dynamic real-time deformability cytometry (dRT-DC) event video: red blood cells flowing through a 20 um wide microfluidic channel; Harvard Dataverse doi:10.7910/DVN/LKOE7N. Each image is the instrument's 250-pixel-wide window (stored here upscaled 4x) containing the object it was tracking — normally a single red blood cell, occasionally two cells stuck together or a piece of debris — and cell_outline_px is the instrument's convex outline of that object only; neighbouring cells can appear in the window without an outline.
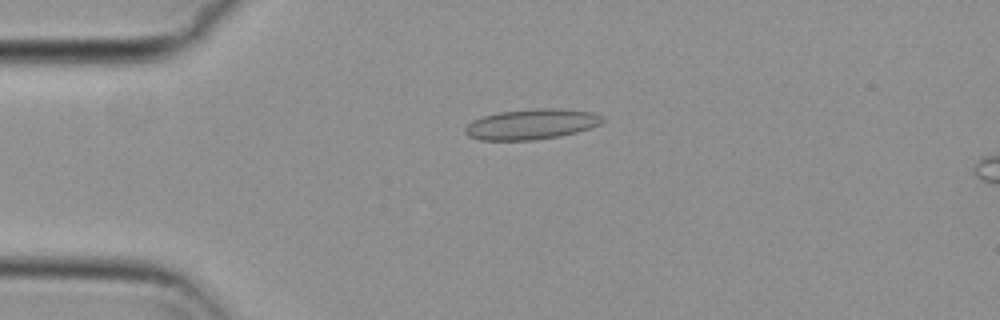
{"species": "common noctule bat (a hibernating species)", "species_latin": "Nyctalus noctula", "temperature_condition": "cold", "stored_images_in_passage": 55, "camera_frame_rate_fps": 3000, "um_per_image_px": 0.085, "animal": {"sex": "female", "body_mass_g": 29.2, "forearm_length_mm": 56.3}, "frame": {"image": 1, "passage_image": 13, "time_ms": 4.0, "image_size_px": [1000, 320], "cell_outline_px": [[608, 120], [600, 124], [576, 132], [560, 136], [532, 140], [480, 140], [468, 136], [464, 132], [464, 128], [472, 120], [484, 116], [500, 112], [536, 108], [564, 108], [592, 112], [604, 116]], "centroid_in_image_um": [45.21, 10.55], "position_along_channel_um": 39.8, "area_um2": 24.51}}
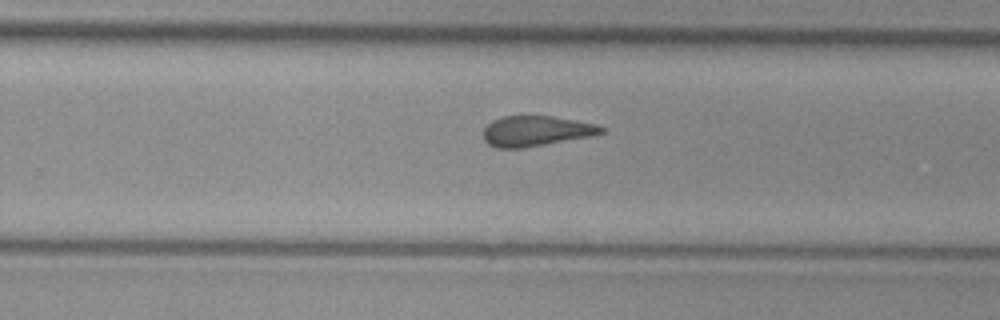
{"frame": {"image": 2, "passage_image": 35, "time_ms": 11.333, "image_size_px": [1000, 320], "cell_outline_px": [[604, 132], [592, 136], [524, 148], [496, 148], [488, 144], [484, 140], [484, 128], [492, 120], [504, 116], [552, 116], [596, 124], [604, 128]], "centroid_in_image_um": [45.55, 11.14], "position_along_channel_um": 284.3, "area_um2": 20.81}}
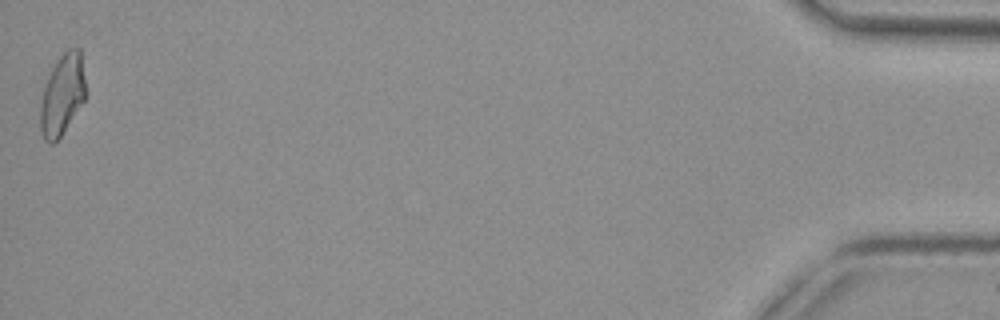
{"frame": {"image": 3, "passage_image": 55, "time_ms": 18.0, "image_size_px": [1000, 320], "cell_outline_px": [[84, 100], [60, 136], [52, 144], [48, 144], [44, 140], [40, 128], [40, 104], [44, 84], [56, 60], [68, 48], [80, 48], [84, 76]], "centroid_in_image_um": [5.26, 8.04], "position_along_channel_um": 429.9, "area_um2": 21.1}, "authors_computed_cell_mechanics": {"area_um2": 22.1374, "velocity_mm_per_s": 3.7199, "shape_relaxation_time_tau1_ms": null, "shape_relaxation_time_tau2_ms": 2.2622, "deformation_change_tau1": null, "deformation_change_tau2": 0.1016}}